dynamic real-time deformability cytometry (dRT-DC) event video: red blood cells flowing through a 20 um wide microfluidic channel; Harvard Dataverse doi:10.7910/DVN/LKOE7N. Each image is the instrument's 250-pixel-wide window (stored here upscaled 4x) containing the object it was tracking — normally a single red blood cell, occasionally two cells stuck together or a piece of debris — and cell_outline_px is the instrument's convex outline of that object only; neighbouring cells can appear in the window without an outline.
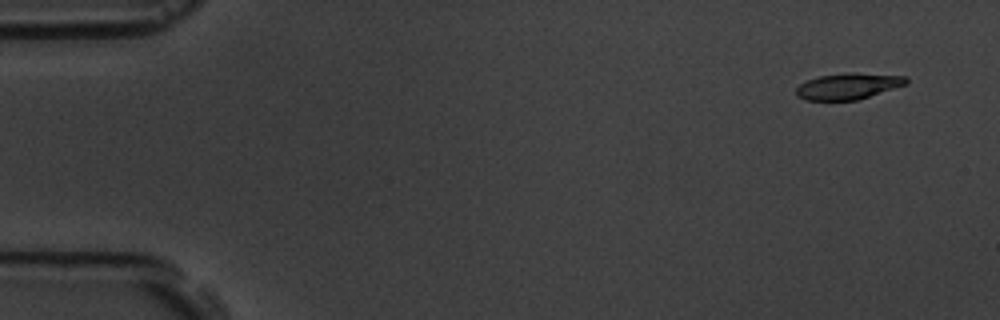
{"species": "common noctule bat (a hibernating species)", "species_latin": "Nyctalus noctula", "temperature_condition": "room temperature", "stored_images_in_passage": 5, "camera_frame_rate_fps": 3000, "um_per_image_px": 0.085, "animal": {"sex": "male", "body_mass_g": 19.5, "forearm_length_mm": 54.6}, "frame": {"image": 1, "passage_image": 1, "time_ms": 0.0, "image_size_px": [1000, 320], "cell_outline_px": [[908, 84], [856, 100], [804, 100], [796, 96], [796, 88], [800, 84], [808, 80], [820, 76], [848, 72], [908, 76]], "centroid_in_image_um": [72.1, 7.32], "position_along_channel_um": 12.9, "area_um2": 16.76}}